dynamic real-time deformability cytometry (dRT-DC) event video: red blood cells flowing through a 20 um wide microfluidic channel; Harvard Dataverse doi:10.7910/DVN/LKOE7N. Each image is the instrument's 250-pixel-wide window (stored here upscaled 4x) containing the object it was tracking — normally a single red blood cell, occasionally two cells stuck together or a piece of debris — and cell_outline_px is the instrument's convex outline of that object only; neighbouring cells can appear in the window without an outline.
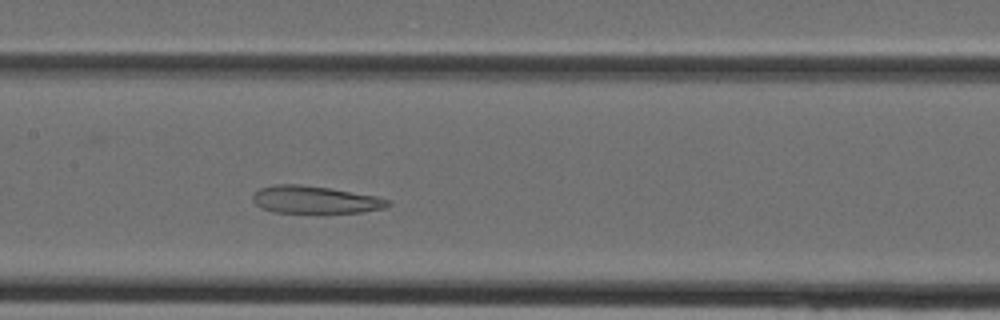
{"species": "Egyptian fruit bat (a non-hibernating species)", "species_latin": "Rousettus aegyptiacus", "temperature_condition": "cold", "stored_images_in_passage": 28, "camera_frame_rate_fps": 3000, "um_per_image_px": 0.085, "animal": {"sex": "female"}, "frame": {"image": 1, "passage_image": 12, "time_ms": 3.667, "image_size_px": [1000, 320], "cell_outline_px": [[392, 204], [384, 208], [360, 212], [272, 212], [260, 208], [252, 200], [252, 192], [260, 188], [276, 184], [300, 184], [328, 188], [376, 196], [392, 200]], "centroid_in_image_um": [26.75, 16.97], "position_along_channel_um": 180.7, "area_um2": 21.62}}
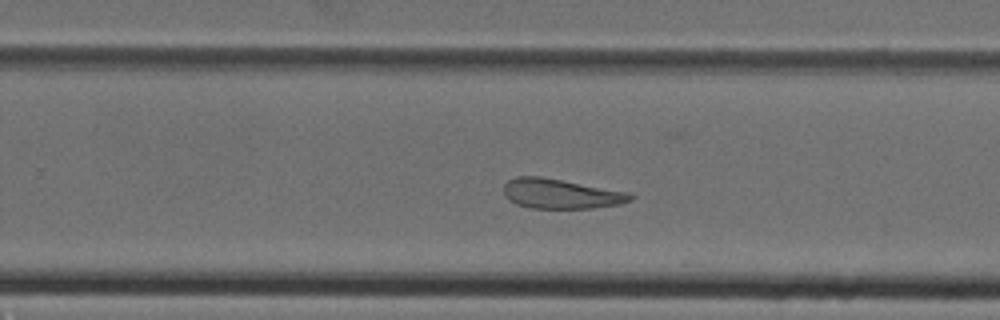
{"frame": {"image": 2, "passage_image": 18, "time_ms": 5.667, "image_size_px": [1000, 320], "cell_outline_px": [[636, 196], [632, 200], [620, 204], [592, 208], [528, 208], [516, 204], [508, 200], [504, 196], [504, 184], [508, 180], [516, 176], [540, 176], [632, 192]], "centroid_in_image_um": [47.69, 16.47], "position_along_channel_um": 282.1, "area_um2": 22.37}}
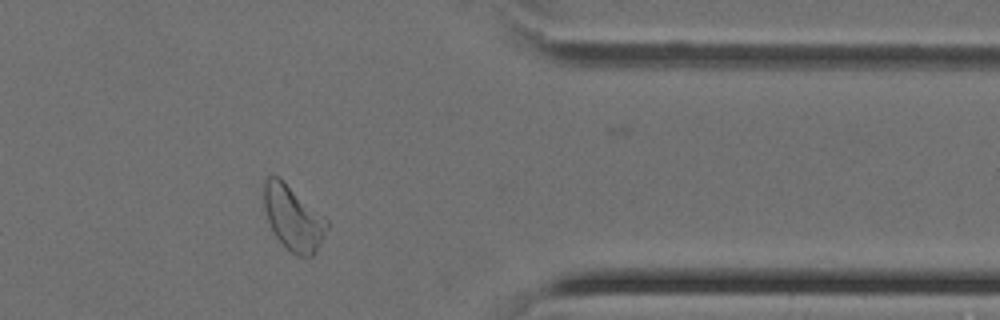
{"frame": {"image": 3, "passage_image": 25, "time_ms": 8.0, "image_size_px": [1000, 320], "cell_outline_px": [[328, 228], [316, 252], [312, 256], [300, 256], [284, 248], [276, 236], [268, 220], [264, 208], [264, 180], [268, 176], [276, 176], [324, 216], [328, 220]], "centroid_in_image_um": [24.92, 18.57], "position_along_channel_um": 386.5, "area_um2": 23.24}}